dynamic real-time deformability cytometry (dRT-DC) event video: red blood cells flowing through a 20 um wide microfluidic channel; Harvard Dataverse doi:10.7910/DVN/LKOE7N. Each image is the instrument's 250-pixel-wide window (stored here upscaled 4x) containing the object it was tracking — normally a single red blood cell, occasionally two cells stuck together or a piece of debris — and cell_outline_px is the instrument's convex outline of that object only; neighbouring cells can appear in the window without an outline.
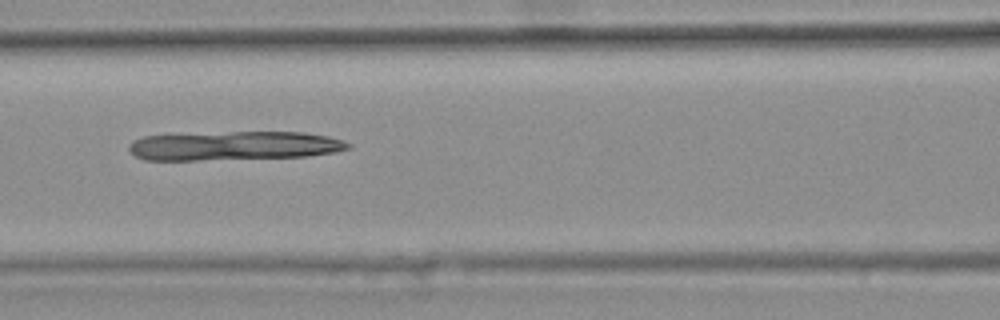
{"species": "common noctule bat (a hibernating species)", "species_latin": "Nyctalus noctula", "temperature_condition": "warm", "stored_images_in_passage": 48, "camera_frame_rate_fps": 3000, "um_per_image_px": 0.085, "animal": {"sex": "female", "body_mass_g": 25.1}, "frame": {"image": 1, "passage_image": 23, "time_ms": 7.333, "image_size_px": [1000, 320], "cell_outline_px": [[352, 148], [336, 152], [308, 156], [196, 160], [144, 160], [136, 156], [128, 148], [128, 144], [132, 140], [144, 136], [232, 132], [304, 132], [328, 136], [344, 140], [352, 144]], "centroid_in_image_um": [19.95, 12.39], "position_along_channel_um": 146.7, "area_um2": 37.05}}